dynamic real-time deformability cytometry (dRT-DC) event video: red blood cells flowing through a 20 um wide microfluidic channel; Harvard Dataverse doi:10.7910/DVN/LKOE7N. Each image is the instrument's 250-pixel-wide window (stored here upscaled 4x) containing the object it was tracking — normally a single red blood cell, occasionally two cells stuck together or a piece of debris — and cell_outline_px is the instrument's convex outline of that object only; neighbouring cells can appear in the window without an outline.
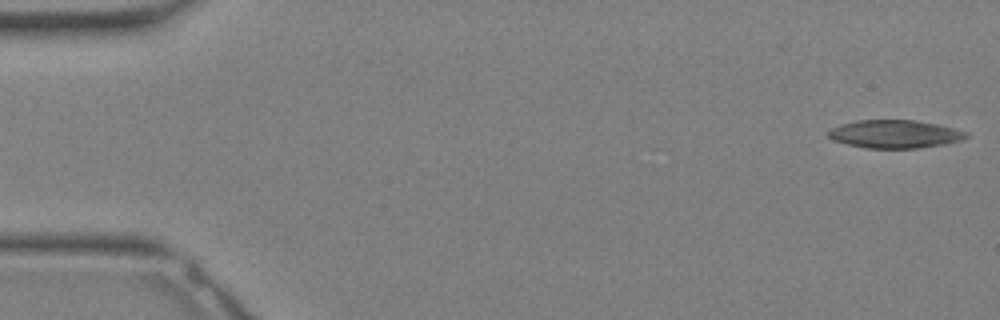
{"species": "Egyptian fruit bat (a non-hibernating species)", "species_latin": "Rousettus aegyptiacus", "temperature_condition": "warm", "stored_images_in_passage": 12, "camera_frame_rate_fps": 3000, "um_per_image_px": 0.085, "animal": {"sex": "female"}, "frame": {"image": 1, "passage_image": 1, "time_ms": 0.0, "image_size_px": [1000, 320], "cell_outline_px": [[968, 136], [964, 140], [948, 144], [920, 148], [864, 148], [832, 140], [824, 132], [840, 124], [856, 120], [916, 120], [936, 124], [968, 132]], "centroid_in_image_um": [76.05, 11.4], "position_along_channel_um": 8.9, "area_um2": 22.83}}
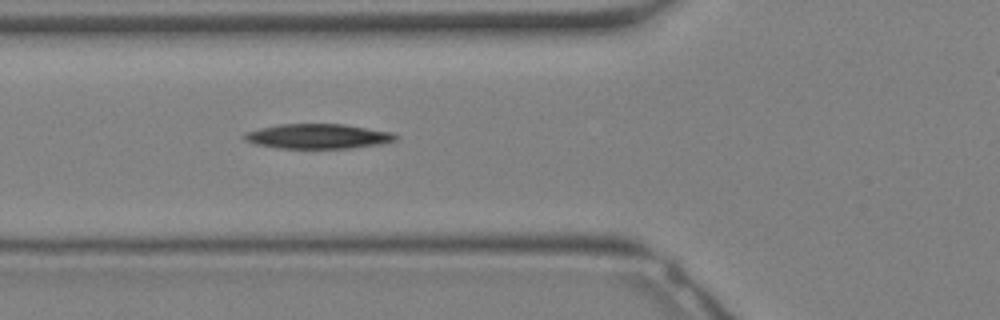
{"frame": {"image": 2, "passage_image": 12, "time_ms": 3.667, "image_size_px": [1000, 320], "cell_outline_px": [[400, 136], [396, 140], [380, 144], [352, 148], [276, 148], [256, 144], [244, 140], [240, 136], [244, 132], [276, 124], [344, 124], [392, 132]], "centroid_in_image_um": [26.99, 11.58], "position_along_channel_um": 98.8, "area_um2": 22.08}}